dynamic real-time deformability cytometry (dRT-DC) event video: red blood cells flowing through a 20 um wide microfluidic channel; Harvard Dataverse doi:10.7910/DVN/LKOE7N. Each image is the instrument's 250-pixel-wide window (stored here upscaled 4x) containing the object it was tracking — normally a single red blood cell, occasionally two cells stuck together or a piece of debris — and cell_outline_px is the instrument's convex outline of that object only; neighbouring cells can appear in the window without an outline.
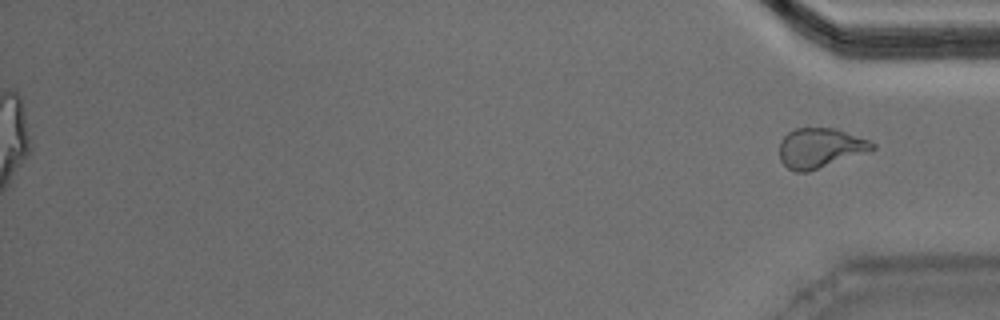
{"species": "Egyptian fruit bat (a non-hibernating species)", "species_latin": "Rousettus aegyptiacus", "temperature_condition": "warm", "stored_images_in_passage": 51, "segment_of_instrument_passage": [2, 2], "camera_frame_rate_fps": 3000, "um_per_image_px": 0.085, "animal": {"sex": "male"}, "frame": {"image": 1, "passage_image": 51, "time_ms": 16.667, "image_size_px": [1000, 320], "cell_outline_px": [[876, 148], [808, 172], [796, 172], [788, 168], [780, 160], [780, 140], [788, 132], [796, 128], [836, 128], [868, 140], [876, 144]], "centroid_in_image_um": [69.68, 12.57], "position_along_channel_um": 365.5, "area_um2": 21.27}}